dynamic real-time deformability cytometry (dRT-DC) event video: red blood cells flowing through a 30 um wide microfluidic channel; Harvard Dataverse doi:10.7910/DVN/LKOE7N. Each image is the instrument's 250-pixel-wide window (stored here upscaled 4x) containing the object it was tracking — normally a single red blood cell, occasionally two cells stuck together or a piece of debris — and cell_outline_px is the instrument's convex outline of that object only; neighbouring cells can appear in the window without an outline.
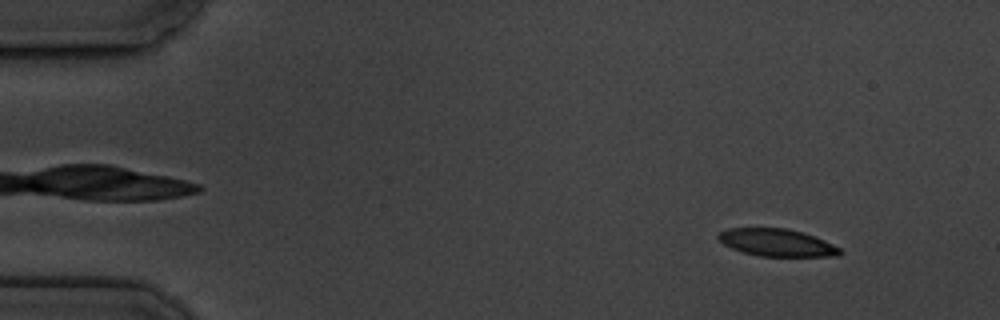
{"species": "common noctule bat (a hibernating species)", "species_latin": "Nyctalus noctula", "temperature_condition": "cold", "stored_images_in_passage": 5, "camera_frame_rate_fps": 3000, "um_per_image_px": 0.085, "animal": {"sex": "male", "body_mass_g": 19.5, "forearm_length_mm": 54.6}, "frame": {"image": 1, "passage_image": 1, "time_ms": 0.0, "image_size_px": [1000, 320], "cell_outline_px": [[844, 252], [840, 256], [760, 256], [744, 252], [732, 248], [724, 244], [716, 236], [720, 232], [728, 228], [788, 228], [824, 240], [840, 248]], "centroid_in_image_um": [66.05, 20.62], "position_along_channel_um": 19.0, "area_um2": 19.25}}
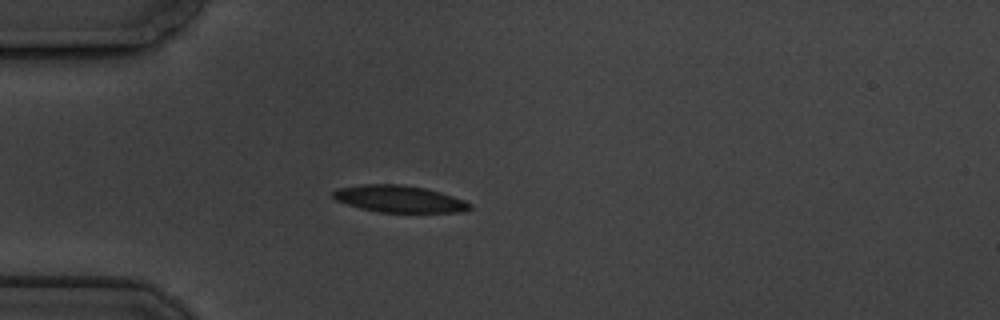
{"frame": {"image": 2, "passage_image": 4, "time_ms": 3.333, "image_size_px": [1000, 320], "cell_outline_px": [[472, 208], [464, 212], [380, 212], [360, 208], [336, 200], [332, 196], [332, 192], [340, 188], [360, 184], [400, 184], [424, 188], [440, 192], [464, 200], [472, 204]], "centroid_in_image_um": [33.95, 16.91], "position_along_channel_um": 51.1, "area_um2": 21.33}}